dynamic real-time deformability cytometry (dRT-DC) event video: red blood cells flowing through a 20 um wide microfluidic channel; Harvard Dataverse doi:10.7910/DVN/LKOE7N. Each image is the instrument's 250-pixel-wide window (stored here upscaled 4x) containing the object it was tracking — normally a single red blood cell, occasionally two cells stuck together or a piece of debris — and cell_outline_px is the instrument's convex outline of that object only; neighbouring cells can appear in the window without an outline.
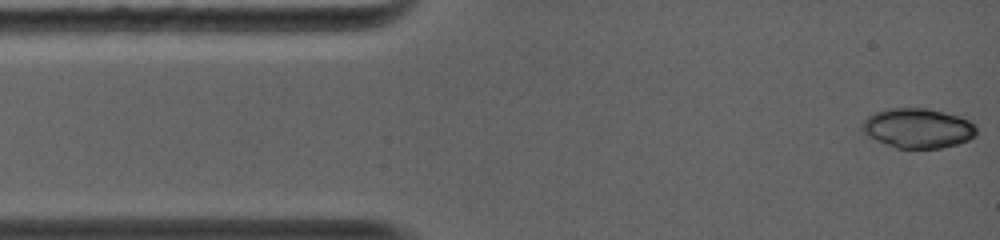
{"species": "common noctule bat (a hibernating species)", "species_latin": "Nyctalus noctula", "temperature_condition": "warm", "stored_images_in_passage": 4, "camera_frame_rate_fps": 5000, "um_per_image_px": 0.085, "animal": {"sex": "female", "body_mass_g": 19.0, "forearm_length_mm": 56.7}, "frame": {"image": 1, "passage_image": 1, "time_ms": 0.0, "image_size_px": [1000, 240], "cell_outline_px": [[976, 136], [968, 140], [956, 144], [940, 148], [896, 148], [876, 140], [868, 136], [860, 128], [860, 124], [868, 116], [876, 112], [888, 108], [928, 108], [960, 116], [968, 120], [976, 128]], "centroid_in_image_um": [78.0, 10.89], "position_along_channel_um": 7.0, "area_um2": 26.47}}